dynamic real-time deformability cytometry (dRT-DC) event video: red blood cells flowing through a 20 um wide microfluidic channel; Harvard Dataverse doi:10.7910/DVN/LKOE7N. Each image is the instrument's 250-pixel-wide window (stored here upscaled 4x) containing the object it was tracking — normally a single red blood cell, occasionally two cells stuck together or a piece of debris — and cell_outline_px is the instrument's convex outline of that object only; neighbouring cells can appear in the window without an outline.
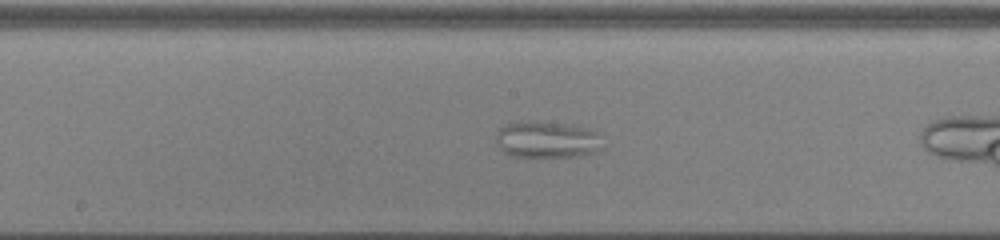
{"species": "common noctule bat (a hibernating species)", "species_latin": "Nyctalus noctula", "temperature_condition": "cold", "stored_images_in_passage": 19, "camera_frame_rate_fps": 3000, "um_per_image_px": 0.085, "animal": {"sex": "male", "body_mass_g": 13.0, "forearm_length_mm": 53.1}, "frame": {"image": 1, "passage_image": 11, "time_ms": 3.333, "image_size_px": [1000, 240], "cell_outline_px": [[596, 152], [576, 156], [516, 156], [504, 152], [500, 148], [496, 140], [496, 136], [500, 128], [508, 124], [560, 124], [584, 128], [596, 132]], "centroid_in_image_um": [46.41, 11.92], "position_along_channel_um": 201.8, "area_um2": 20.92}}
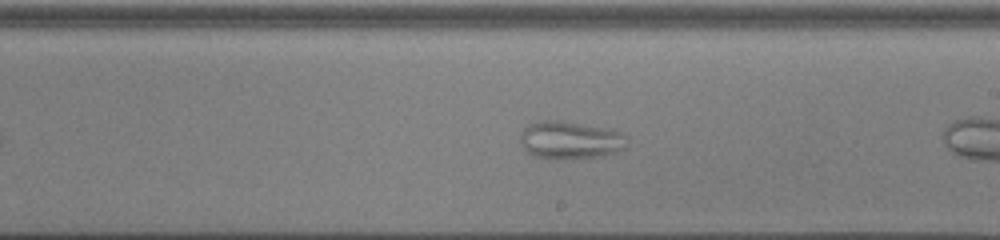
{"frame": {"image": 2, "passage_image": 14, "time_ms": 4.333, "image_size_px": [1000, 240], "cell_outline_px": [[628, 136], [624, 148], [616, 152], [600, 156], [532, 156], [520, 144], [520, 132], [528, 124], [540, 120], [560, 120], [604, 128], [620, 132]], "centroid_in_image_um": [48.44, 11.85], "position_along_channel_um": 240.6, "area_um2": 22.72}}